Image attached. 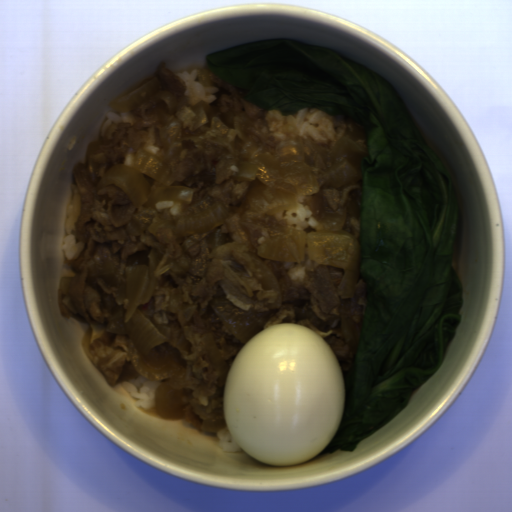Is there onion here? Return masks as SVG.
Instances as JSON below:
<instances>
[{
    "label": "onion",
    "mask_w": 512,
    "mask_h": 512,
    "mask_svg": "<svg viewBox=\"0 0 512 512\" xmlns=\"http://www.w3.org/2000/svg\"><path fill=\"white\" fill-rule=\"evenodd\" d=\"M152 98H161L168 110H152L164 121L154 146L157 155L127 146L124 161L105 169L98 178L99 164L93 160L100 141L86 147L87 174L96 192L115 185L134 208L124 225L126 232L140 236L151 246L128 257L124 276L111 258L102 257L87 268V277L102 278L117 288L116 303L104 330L128 337L129 356L146 379L161 381L154 390L156 411L163 419L184 418L197 379L185 376L183 354L192 343L177 331L142 315L139 306L148 303L155 288L171 270L170 253L158 239L159 229L175 235L189 249L209 235V249L227 244L232 238L217 228L237 213L266 214L268 217L307 205L320 226L270 234L269 241L248 250L262 288L275 290L277 300L267 307L282 306L283 293L272 262L307 261L344 269L337 289L338 298L353 299L362 261L360 242L343 228L349 218H360V201L349 190H361V160L368 151L348 136L339 137L328 149L298 138L284 141L272 150L248 135L246 126L269 135L268 122L251 121L246 112L217 114L203 99L193 107L186 96L174 98L159 90L156 77L113 100L108 106L129 112ZM262 257V258H261Z\"/></svg>",
    "instance_id": "onion-1"
},
{
    "label": "onion",
    "mask_w": 512,
    "mask_h": 512,
    "mask_svg": "<svg viewBox=\"0 0 512 512\" xmlns=\"http://www.w3.org/2000/svg\"><path fill=\"white\" fill-rule=\"evenodd\" d=\"M208 303L229 332L245 345L261 332L267 321L280 310L275 307L267 312H255L251 308L243 310L231 302L225 294L212 298Z\"/></svg>",
    "instance_id": "onion-2"
},
{
    "label": "onion",
    "mask_w": 512,
    "mask_h": 512,
    "mask_svg": "<svg viewBox=\"0 0 512 512\" xmlns=\"http://www.w3.org/2000/svg\"><path fill=\"white\" fill-rule=\"evenodd\" d=\"M213 368L219 375L218 386L225 385L230 367L223 360L214 335L209 331L202 334Z\"/></svg>",
    "instance_id": "onion-3"
},
{
    "label": "onion",
    "mask_w": 512,
    "mask_h": 512,
    "mask_svg": "<svg viewBox=\"0 0 512 512\" xmlns=\"http://www.w3.org/2000/svg\"><path fill=\"white\" fill-rule=\"evenodd\" d=\"M363 323L355 322L351 318H343L341 322V334L344 340L345 346L358 350L360 346L361 330Z\"/></svg>",
    "instance_id": "onion-4"
}]
</instances>
